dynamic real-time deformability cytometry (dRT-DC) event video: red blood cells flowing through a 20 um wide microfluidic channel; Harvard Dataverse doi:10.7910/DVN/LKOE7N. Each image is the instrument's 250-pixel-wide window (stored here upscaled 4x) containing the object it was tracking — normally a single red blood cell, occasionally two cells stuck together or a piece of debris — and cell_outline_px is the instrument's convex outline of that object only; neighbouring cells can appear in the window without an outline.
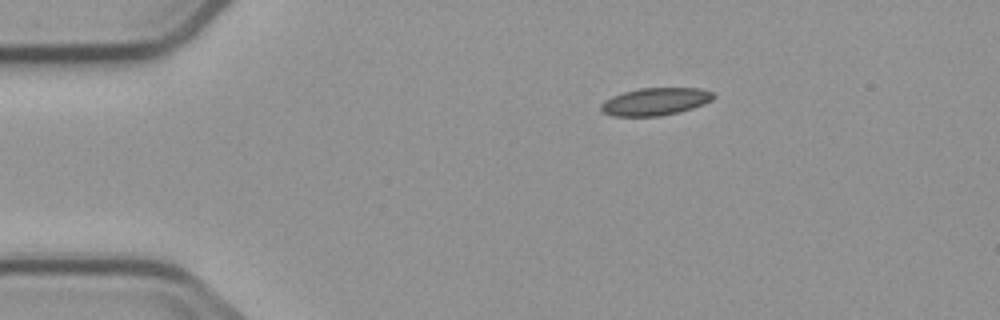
{"species": "common noctule bat (a hibernating species)", "species_latin": "Nyctalus noctula", "temperature_condition": "cold", "stored_images_in_passage": 3, "segment_of_instrument_passage": [1, 2], "camera_frame_rate_fps": 3000, "um_per_image_px": 0.085, "animal": {"sex": "male", "body_mass_g": 23.1, "forearm_length_mm": 52.7}, "frame": {"image": 1, "passage_image": 1, "time_ms": 0.0, "image_size_px": [1000, 320], "cell_outline_px": [[716, 96], [712, 100], [704, 104], [680, 112], [660, 116], [612, 116], [604, 112], [600, 108], [600, 104], [604, 100], [612, 96], [624, 92], [640, 88], [700, 88], [712, 92]], "centroid_in_image_um": [55.71, 8.63], "position_along_channel_um": 29.3, "area_um2": 18.09}}